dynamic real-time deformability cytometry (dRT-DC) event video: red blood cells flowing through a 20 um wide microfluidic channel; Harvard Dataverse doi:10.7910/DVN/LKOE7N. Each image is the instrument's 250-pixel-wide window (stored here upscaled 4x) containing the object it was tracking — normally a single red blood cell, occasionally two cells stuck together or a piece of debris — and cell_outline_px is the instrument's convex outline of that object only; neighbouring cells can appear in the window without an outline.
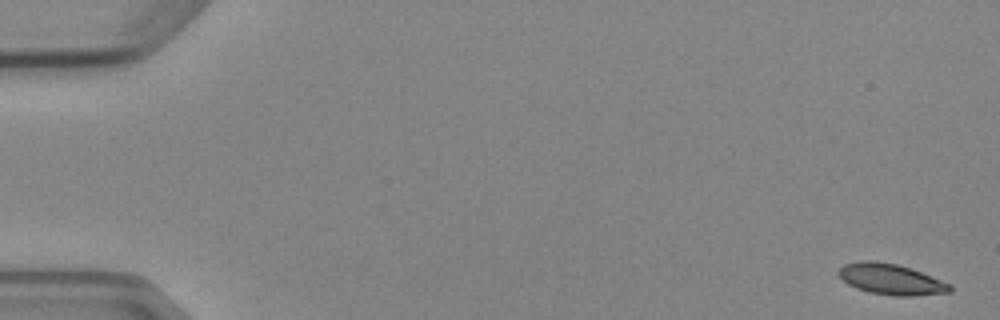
{"species": "Egyptian fruit bat (a non-hibernating species)", "species_latin": "Rousettus aegyptiacus", "temperature_condition": "cold", "stored_images_in_passage": 6, "camera_frame_rate_fps": 3000, "um_per_image_px": 0.085, "animal": {"sex": "female"}, "frame": {"image": 1, "passage_image": 1, "time_ms": 0.0, "image_size_px": [1000, 320], "cell_outline_px": [[952, 292], [912, 296], [896, 296], [868, 292], [856, 288], [848, 284], [836, 272], [844, 264], [860, 260], [872, 260], [896, 264], [920, 272], [952, 284]], "centroid_in_image_um": [75.73, 23.74], "position_along_channel_um": 9.3, "area_um2": 19.94}}
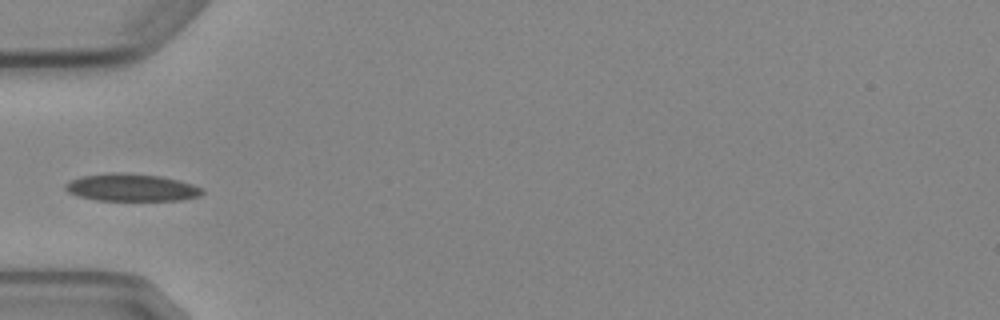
{"frame": {"image": 2, "passage_image": 5, "time_ms": 5.667, "image_size_px": [1000, 320], "cell_outline_px": [[204, 192], [200, 196], [180, 200], [96, 200], [80, 196], [68, 192], [64, 188], [64, 184], [68, 180], [80, 176], [112, 172], [124, 172], [160, 176], [192, 184], [204, 188]], "centroid_in_image_um": [11.15, 15.93], "position_along_channel_um": 73.9, "area_um2": 21.96}}
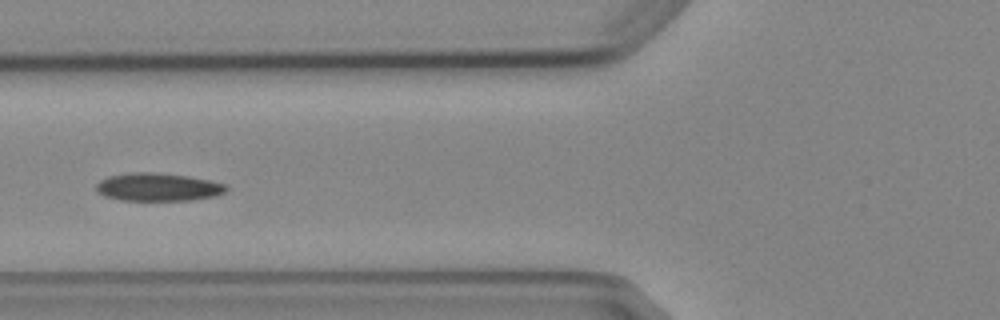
{"frame": {"image": 3, "passage_image": 6, "time_ms": 6.667, "image_size_px": [1000, 320], "cell_outline_px": [[228, 188], [224, 192], [216, 196], [192, 200], [120, 200], [104, 196], [96, 192], [96, 184], [100, 180], [108, 176], [132, 172], [156, 172], [188, 176], [212, 180], [224, 184]], "centroid_in_image_um": [13.42, 15.89], "position_along_channel_um": 112.4, "area_um2": 21.39}}